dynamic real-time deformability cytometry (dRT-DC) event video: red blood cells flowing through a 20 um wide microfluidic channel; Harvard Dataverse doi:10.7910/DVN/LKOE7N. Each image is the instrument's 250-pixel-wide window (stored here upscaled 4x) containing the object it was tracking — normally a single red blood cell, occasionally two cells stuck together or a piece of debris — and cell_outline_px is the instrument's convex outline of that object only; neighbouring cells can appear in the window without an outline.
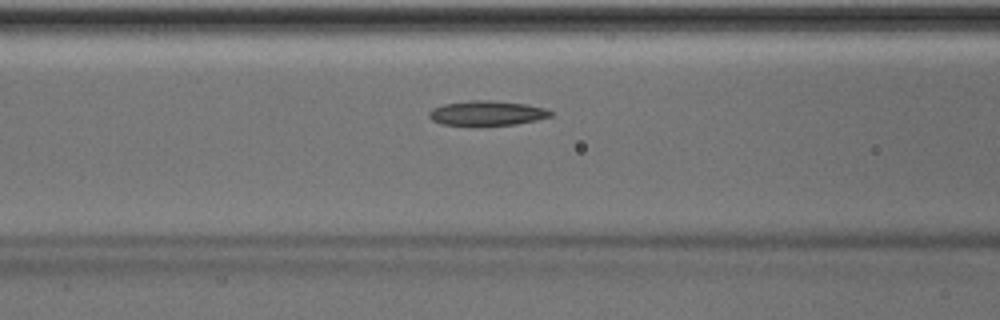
{"species": "Egyptian fruit bat (a non-hibernating species)", "species_latin": "Rousettus aegyptiacus", "temperature_condition": "room temperature", "stored_images_in_passage": 37, "camera_frame_rate_fps": 3000, "um_per_image_px": 0.085, "animal": {"sex": "male"}, "frame": {"image": 1, "passage_image": 7, "time_ms": 2.0, "image_size_px": [1000, 320], "cell_outline_px": [[552, 116], [536, 120], [516, 124], [440, 124], [432, 120], [428, 116], [428, 112], [432, 108], [444, 104], [468, 100], [492, 100], [524, 104], [544, 108], [552, 112]], "centroid_in_image_um": [41.36, 9.59], "position_along_channel_um": 125.2, "area_um2": 17.17}}
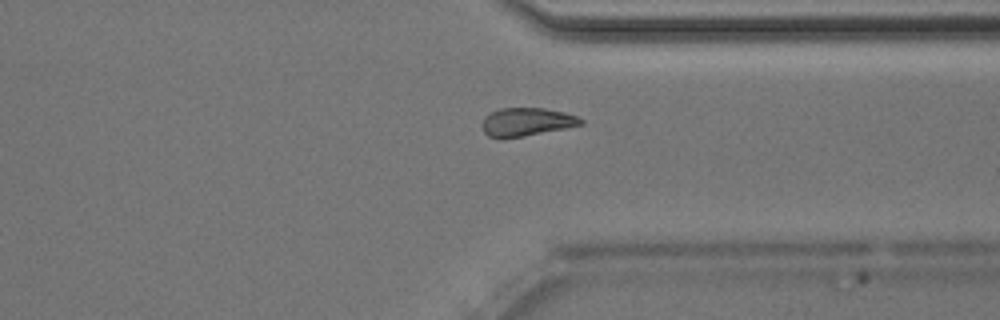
{"frame": {"image": 2, "passage_image": 25, "time_ms": 8.0, "image_size_px": [1000, 320], "cell_outline_px": [[584, 124], [524, 136], [500, 140], [488, 136], [484, 132], [484, 116], [488, 112], [500, 108], [544, 108], [564, 112], [576, 116], [584, 120]], "centroid_in_image_um": [44.73, 10.37], "position_along_channel_um": 366.7, "area_um2": 16.36}}
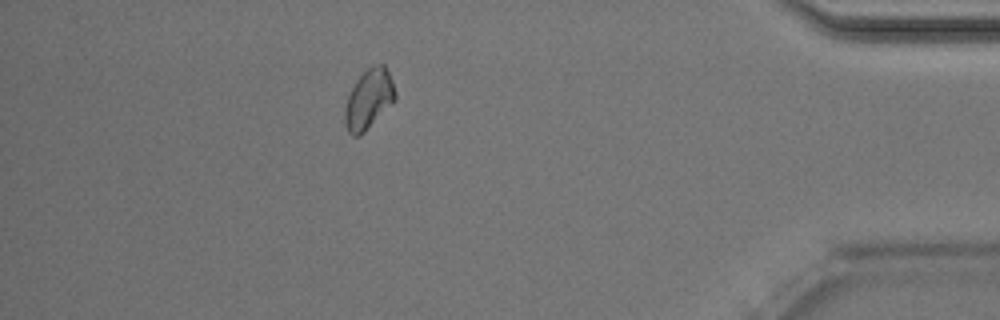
{"frame": {"image": 3, "passage_image": 31, "time_ms": 10.0, "image_size_px": [1000, 320], "cell_outline_px": [[396, 100], [360, 136], [352, 136], [348, 132], [344, 124], [344, 108], [348, 96], [356, 80], [368, 68], [376, 64], [384, 64], [392, 80], [396, 92]], "centroid_in_image_um": [31.34, 8.45], "position_along_channel_um": 403.9, "area_um2": 17.51}}